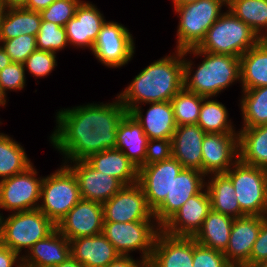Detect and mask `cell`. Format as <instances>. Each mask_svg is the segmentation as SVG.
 <instances>
[{
  "label": "cell",
  "instance_id": "obj_1",
  "mask_svg": "<svg viewBox=\"0 0 267 267\" xmlns=\"http://www.w3.org/2000/svg\"><path fill=\"white\" fill-rule=\"evenodd\" d=\"M127 112L117 96L105 104L59 109L49 141L63 155V162L86 160L92 154L116 148L117 128Z\"/></svg>",
  "mask_w": 267,
  "mask_h": 267
},
{
  "label": "cell",
  "instance_id": "obj_2",
  "mask_svg": "<svg viewBox=\"0 0 267 267\" xmlns=\"http://www.w3.org/2000/svg\"><path fill=\"white\" fill-rule=\"evenodd\" d=\"M174 51L143 68L117 94L128 112L142 104L170 101L184 87L183 50Z\"/></svg>",
  "mask_w": 267,
  "mask_h": 267
},
{
  "label": "cell",
  "instance_id": "obj_3",
  "mask_svg": "<svg viewBox=\"0 0 267 267\" xmlns=\"http://www.w3.org/2000/svg\"><path fill=\"white\" fill-rule=\"evenodd\" d=\"M201 57L203 60L196 69L193 59L187 55ZM194 66V67H193ZM184 88L205 98L217 97L236 82H241L240 57L204 52L197 47L183 50Z\"/></svg>",
  "mask_w": 267,
  "mask_h": 267
},
{
  "label": "cell",
  "instance_id": "obj_4",
  "mask_svg": "<svg viewBox=\"0 0 267 267\" xmlns=\"http://www.w3.org/2000/svg\"><path fill=\"white\" fill-rule=\"evenodd\" d=\"M260 40L255 31L226 8L197 48L204 52L241 57Z\"/></svg>",
  "mask_w": 267,
  "mask_h": 267
},
{
  "label": "cell",
  "instance_id": "obj_5",
  "mask_svg": "<svg viewBox=\"0 0 267 267\" xmlns=\"http://www.w3.org/2000/svg\"><path fill=\"white\" fill-rule=\"evenodd\" d=\"M226 0H199L194 3L173 6L179 17L176 50L197 47L205 38L209 28L224 13Z\"/></svg>",
  "mask_w": 267,
  "mask_h": 267
},
{
  "label": "cell",
  "instance_id": "obj_6",
  "mask_svg": "<svg viewBox=\"0 0 267 267\" xmlns=\"http://www.w3.org/2000/svg\"><path fill=\"white\" fill-rule=\"evenodd\" d=\"M55 228L56 225L39 209L10 213L2 217L0 243L22 257Z\"/></svg>",
  "mask_w": 267,
  "mask_h": 267
},
{
  "label": "cell",
  "instance_id": "obj_7",
  "mask_svg": "<svg viewBox=\"0 0 267 267\" xmlns=\"http://www.w3.org/2000/svg\"><path fill=\"white\" fill-rule=\"evenodd\" d=\"M81 200L73 171L62 164L49 176H43L38 209L55 225Z\"/></svg>",
  "mask_w": 267,
  "mask_h": 267
},
{
  "label": "cell",
  "instance_id": "obj_8",
  "mask_svg": "<svg viewBox=\"0 0 267 267\" xmlns=\"http://www.w3.org/2000/svg\"><path fill=\"white\" fill-rule=\"evenodd\" d=\"M232 181L243 216L267 215V170L238 160L226 173Z\"/></svg>",
  "mask_w": 267,
  "mask_h": 267
},
{
  "label": "cell",
  "instance_id": "obj_9",
  "mask_svg": "<svg viewBox=\"0 0 267 267\" xmlns=\"http://www.w3.org/2000/svg\"><path fill=\"white\" fill-rule=\"evenodd\" d=\"M161 227L156 220L135 222H104L103 234L120 255H130L137 250L146 264L152 256L154 243Z\"/></svg>",
  "mask_w": 267,
  "mask_h": 267
},
{
  "label": "cell",
  "instance_id": "obj_10",
  "mask_svg": "<svg viewBox=\"0 0 267 267\" xmlns=\"http://www.w3.org/2000/svg\"><path fill=\"white\" fill-rule=\"evenodd\" d=\"M32 164L24 172L0 181V211L9 213L38 209L43 177Z\"/></svg>",
  "mask_w": 267,
  "mask_h": 267
},
{
  "label": "cell",
  "instance_id": "obj_11",
  "mask_svg": "<svg viewBox=\"0 0 267 267\" xmlns=\"http://www.w3.org/2000/svg\"><path fill=\"white\" fill-rule=\"evenodd\" d=\"M135 48L134 38L127 27L106 20L91 53L103 66L120 68L133 59Z\"/></svg>",
  "mask_w": 267,
  "mask_h": 267
},
{
  "label": "cell",
  "instance_id": "obj_12",
  "mask_svg": "<svg viewBox=\"0 0 267 267\" xmlns=\"http://www.w3.org/2000/svg\"><path fill=\"white\" fill-rule=\"evenodd\" d=\"M103 205L104 222H135L155 220L143 188L137 182L124 185Z\"/></svg>",
  "mask_w": 267,
  "mask_h": 267
},
{
  "label": "cell",
  "instance_id": "obj_13",
  "mask_svg": "<svg viewBox=\"0 0 267 267\" xmlns=\"http://www.w3.org/2000/svg\"><path fill=\"white\" fill-rule=\"evenodd\" d=\"M239 160L238 133H206L202 142V173H226Z\"/></svg>",
  "mask_w": 267,
  "mask_h": 267
},
{
  "label": "cell",
  "instance_id": "obj_14",
  "mask_svg": "<svg viewBox=\"0 0 267 267\" xmlns=\"http://www.w3.org/2000/svg\"><path fill=\"white\" fill-rule=\"evenodd\" d=\"M182 169L181 163L173 157L139 168L138 183L143 188L148 206L153 211L170 193L172 181Z\"/></svg>",
  "mask_w": 267,
  "mask_h": 267
},
{
  "label": "cell",
  "instance_id": "obj_15",
  "mask_svg": "<svg viewBox=\"0 0 267 267\" xmlns=\"http://www.w3.org/2000/svg\"><path fill=\"white\" fill-rule=\"evenodd\" d=\"M104 215L101 203L81 199L56 225L68 240L103 233Z\"/></svg>",
  "mask_w": 267,
  "mask_h": 267
},
{
  "label": "cell",
  "instance_id": "obj_16",
  "mask_svg": "<svg viewBox=\"0 0 267 267\" xmlns=\"http://www.w3.org/2000/svg\"><path fill=\"white\" fill-rule=\"evenodd\" d=\"M206 176L198 170L183 168L173 179L171 191L153 211L157 224L162 227L193 195L206 186Z\"/></svg>",
  "mask_w": 267,
  "mask_h": 267
},
{
  "label": "cell",
  "instance_id": "obj_17",
  "mask_svg": "<svg viewBox=\"0 0 267 267\" xmlns=\"http://www.w3.org/2000/svg\"><path fill=\"white\" fill-rule=\"evenodd\" d=\"M211 210V200L206 186L190 197L180 209L161 227L172 236L194 237Z\"/></svg>",
  "mask_w": 267,
  "mask_h": 267
},
{
  "label": "cell",
  "instance_id": "obj_18",
  "mask_svg": "<svg viewBox=\"0 0 267 267\" xmlns=\"http://www.w3.org/2000/svg\"><path fill=\"white\" fill-rule=\"evenodd\" d=\"M63 163L75 174L81 199L103 204L124 186L117 178L92 168L85 160Z\"/></svg>",
  "mask_w": 267,
  "mask_h": 267
},
{
  "label": "cell",
  "instance_id": "obj_19",
  "mask_svg": "<svg viewBox=\"0 0 267 267\" xmlns=\"http://www.w3.org/2000/svg\"><path fill=\"white\" fill-rule=\"evenodd\" d=\"M106 19L92 2L82 0L75 16L64 26L69 46L88 48L92 51Z\"/></svg>",
  "mask_w": 267,
  "mask_h": 267
},
{
  "label": "cell",
  "instance_id": "obj_20",
  "mask_svg": "<svg viewBox=\"0 0 267 267\" xmlns=\"http://www.w3.org/2000/svg\"><path fill=\"white\" fill-rule=\"evenodd\" d=\"M147 267H193V237L172 236L160 230Z\"/></svg>",
  "mask_w": 267,
  "mask_h": 267
},
{
  "label": "cell",
  "instance_id": "obj_21",
  "mask_svg": "<svg viewBox=\"0 0 267 267\" xmlns=\"http://www.w3.org/2000/svg\"><path fill=\"white\" fill-rule=\"evenodd\" d=\"M261 224L262 216L234 218L229 244L223 252L233 267H243L249 261Z\"/></svg>",
  "mask_w": 267,
  "mask_h": 267
},
{
  "label": "cell",
  "instance_id": "obj_22",
  "mask_svg": "<svg viewBox=\"0 0 267 267\" xmlns=\"http://www.w3.org/2000/svg\"><path fill=\"white\" fill-rule=\"evenodd\" d=\"M147 104L149 109H147L146 114L143 113L144 109L141 105L134 107L129 113L141 124L148 140L172 139L177 125L171 102L161 101L142 105Z\"/></svg>",
  "mask_w": 267,
  "mask_h": 267
},
{
  "label": "cell",
  "instance_id": "obj_23",
  "mask_svg": "<svg viewBox=\"0 0 267 267\" xmlns=\"http://www.w3.org/2000/svg\"><path fill=\"white\" fill-rule=\"evenodd\" d=\"M71 257L70 242L55 228L22 256L23 267H54Z\"/></svg>",
  "mask_w": 267,
  "mask_h": 267
},
{
  "label": "cell",
  "instance_id": "obj_24",
  "mask_svg": "<svg viewBox=\"0 0 267 267\" xmlns=\"http://www.w3.org/2000/svg\"><path fill=\"white\" fill-rule=\"evenodd\" d=\"M69 242L71 257L84 267H106L120 255L103 233Z\"/></svg>",
  "mask_w": 267,
  "mask_h": 267
},
{
  "label": "cell",
  "instance_id": "obj_25",
  "mask_svg": "<svg viewBox=\"0 0 267 267\" xmlns=\"http://www.w3.org/2000/svg\"><path fill=\"white\" fill-rule=\"evenodd\" d=\"M205 132L198 124L178 126L172 136V157L183 168L202 172V142Z\"/></svg>",
  "mask_w": 267,
  "mask_h": 267
},
{
  "label": "cell",
  "instance_id": "obj_26",
  "mask_svg": "<svg viewBox=\"0 0 267 267\" xmlns=\"http://www.w3.org/2000/svg\"><path fill=\"white\" fill-rule=\"evenodd\" d=\"M148 138L141 124L127 112L116 132V149L121 150L139 169L145 165Z\"/></svg>",
  "mask_w": 267,
  "mask_h": 267
},
{
  "label": "cell",
  "instance_id": "obj_27",
  "mask_svg": "<svg viewBox=\"0 0 267 267\" xmlns=\"http://www.w3.org/2000/svg\"><path fill=\"white\" fill-rule=\"evenodd\" d=\"M92 168L120 180L124 185L138 182L139 169L118 149H106L85 160Z\"/></svg>",
  "mask_w": 267,
  "mask_h": 267
},
{
  "label": "cell",
  "instance_id": "obj_28",
  "mask_svg": "<svg viewBox=\"0 0 267 267\" xmlns=\"http://www.w3.org/2000/svg\"><path fill=\"white\" fill-rule=\"evenodd\" d=\"M241 89L267 86V39H261L240 57Z\"/></svg>",
  "mask_w": 267,
  "mask_h": 267
},
{
  "label": "cell",
  "instance_id": "obj_29",
  "mask_svg": "<svg viewBox=\"0 0 267 267\" xmlns=\"http://www.w3.org/2000/svg\"><path fill=\"white\" fill-rule=\"evenodd\" d=\"M238 130L239 160L267 170V124Z\"/></svg>",
  "mask_w": 267,
  "mask_h": 267
},
{
  "label": "cell",
  "instance_id": "obj_30",
  "mask_svg": "<svg viewBox=\"0 0 267 267\" xmlns=\"http://www.w3.org/2000/svg\"><path fill=\"white\" fill-rule=\"evenodd\" d=\"M206 188L210 196L212 210L232 218L241 217V208L233 183L225 173L207 175Z\"/></svg>",
  "mask_w": 267,
  "mask_h": 267
},
{
  "label": "cell",
  "instance_id": "obj_31",
  "mask_svg": "<svg viewBox=\"0 0 267 267\" xmlns=\"http://www.w3.org/2000/svg\"><path fill=\"white\" fill-rule=\"evenodd\" d=\"M41 21L40 12L25 8H5L0 19V40H9L27 34L36 36Z\"/></svg>",
  "mask_w": 267,
  "mask_h": 267
},
{
  "label": "cell",
  "instance_id": "obj_32",
  "mask_svg": "<svg viewBox=\"0 0 267 267\" xmlns=\"http://www.w3.org/2000/svg\"><path fill=\"white\" fill-rule=\"evenodd\" d=\"M233 221L231 216L211 209L193 238L201 245L224 252L229 244Z\"/></svg>",
  "mask_w": 267,
  "mask_h": 267
},
{
  "label": "cell",
  "instance_id": "obj_33",
  "mask_svg": "<svg viewBox=\"0 0 267 267\" xmlns=\"http://www.w3.org/2000/svg\"><path fill=\"white\" fill-rule=\"evenodd\" d=\"M33 163L25 148L7 134L0 133V181L24 172Z\"/></svg>",
  "mask_w": 267,
  "mask_h": 267
},
{
  "label": "cell",
  "instance_id": "obj_34",
  "mask_svg": "<svg viewBox=\"0 0 267 267\" xmlns=\"http://www.w3.org/2000/svg\"><path fill=\"white\" fill-rule=\"evenodd\" d=\"M228 114V110L222 102L214 100V97L204 98L197 124L205 133H238L235 131L236 127L233 122L229 120Z\"/></svg>",
  "mask_w": 267,
  "mask_h": 267
},
{
  "label": "cell",
  "instance_id": "obj_35",
  "mask_svg": "<svg viewBox=\"0 0 267 267\" xmlns=\"http://www.w3.org/2000/svg\"><path fill=\"white\" fill-rule=\"evenodd\" d=\"M229 9L261 39H267V0H232Z\"/></svg>",
  "mask_w": 267,
  "mask_h": 267
},
{
  "label": "cell",
  "instance_id": "obj_36",
  "mask_svg": "<svg viewBox=\"0 0 267 267\" xmlns=\"http://www.w3.org/2000/svg\"><path fill=\"white\" fill-rule=\"evenodd\" d=\"M239 107L242 127H258L267 124V86L241 91ZM241 105V106H240Z\"/></svg>",
  "mask_w": 267,
  "mask_h": 267
},
{
  "label": "cell",
  "instance_id": "obj_37",
  "mask_svg": "<svg viewBox=\"0 0 267 267\" xmlns=\"http://www.w3.org/2000/svg\"><path fill=\"white\" fill-rule=\"evenodd\" d=\"M205 97L184 87L170 100L175 123L178 126L197 124L202 101Z\"/></svg>",
  "mask_w": 267,
  "mask_h": 267
},
{
  "label": "cell",
  "instance_id": "obj_38",
  "mask_svg": "<svg viewBox=\"0 0 267 267\" xmlns=\"http://www.w3.org/2000/svg\"><path fill=\"white\" fill-rule=\"evenodd\" d=\"M65 27L53 22L41 21L36 35V47L39 50L56 53L68 46Z\"/></svg>",
  "mask_w": 267,
  "mask_h": 267
},
{
  "label": "cell",
  "instance_id": "obj_39",
  "mask_svg": "<svg viewBox=\"0 0 267 267\" xmlns=\"http://www.w3.org/2000/svg\"><path fill=\"white\" fill-rule=\"evenodd\" d=\"M25 71L29 72L33 77L45 78L54 71L57 66L56 53L36 49L23 62Z\"/></svg>",
  "mask_w": 267,
  "mask_h": 267
},
{
  "label": "cell",
  "instance_id": "obj_40",
  "mask_svg": "<svg viewBox=\"0 0 267 267\" xmlns=\"http://www.w3.org/2000/svg\"><path fill=\"white\" fill-rule=\"evenodd\" d=\"M82 0H55L40 12L42 20L64 27L75 16V11Z\"/></svg>",
  "mask_w": 267,
  "mask_h": 267
},
{
  "label": "cell",
  "instance_id": "obj_41",
  "mask_svg": "<svg viewBox=\"0 0 267 267\" xmlns=\"http://www.w3.org/2000/svg\"><path fill=\"white\" fill-rule=\"evenodd\" d=\"M0 44L11 58V61L16 63H23L37 49L36 36L28 34L9 40H0Z\"/></svg>",
  "mask_w": 267,
  "mask_h": 267
},
{
  "label": "cell",
  "instance_id": "obj_42",
  "mask_svg": "<svg viewBox=\"0 0 267 267\" xmlns=\"http://www.w3.org/2000/svg\"><path fill=\"white\" fill-rule=\"evenodd\" d=\"M23 63L12 62L0 71V89L7 98L8 91H21L26 86V73Z\"/></svg>",
  "mask_w": 267,
  "mask_h": 267
},
{
  "label": "cell",
  "instance_id": "obj_43",
  "mask_svg": "<svg viewBox=\"0 0 267 267\" xmlns=\"http://www.w3.org/2000/svg\"><path fill=\"white\" fill-rule=\"evenodd\" d=\"M193 267H233L222 251L201 245L193 238Z\"/></svg>",
  "mask_w": 267,
  "mask_h": 267
},
{
  "label": "cell",
  "instance_id": "obj_44",
  "mask_svg": "<svg viewBox=\"0 0 267 267\" xmlns=\"http://www.w3.org/2000/svg\"><path fill=\"white\" fill-rule=\"evenodd\" d=\"M172 157L171 139H151L146 146L145 165L161 162Z\"/></svg>",
  "mask_w": 267,
  "mask_h": 267
},
{
  "label": "cell",
  "instance_id": "obj_45",
  "mask_svg": "<svg viewBox=\"0 0 267 267\" xmlns=\"http://www.w3.org/2000/svg\"><path fill=\"white\" fill-rule=\"evenodd\" d=\"M265 260H267V215L262 216L261 228L253 244L250 259L243 267H250Z\"/></svg>",
  "mask_w": 267,
  "mask_h": 267
},
{
  "label": "cell",
  "instance_id": "obj_46",
  "mask_svg": "<svg viewBox=\"0 0 267 267\" xmlns=\"http://www.w3.org/2000/svg\"><path fill=\"white\" fill-rule=\"evenodd\" d=\"M0 267H23L22 257L0 243Z\"/></svg>",
  "mask_w": 267,
  "mask_h": 267
},
{
  "label": "cell",
  "instance_id": "obj_47",
  "mask_svg": "<svg viewBox=\"0 0 267 267\" xmlns=\"http://www.w3.org/2000/svg\"><path fill=\"white\" fill-rule=\"evenodd\" d=\"M134 259L132 255H119L114 261L106 267H147V264L141 259Z\"/></svg>",
  "mask_w": 267,
  "mask_h": 267
},
{
  "label": "cell",
  "instance_id": "obj_48",
  "mask_svg": "<svg viewBox=\"0 0 267 267\" xmlns=\"http://www.w3.org/2000/svg\"><path fill=\"white\" fill-rule=\"evenodd\" d=\"M55 0H27L25 9L41 12L50 6Z\"/></svg>",
  "mask_w": 267,
  "mask_h": 267
},
{
  "label": "cell",
  "instance_id": "obj_49",
  "mask_svg": "<svg viewBox=\"0 0 267 267\" xmlns=\"http://www.w3.org/2000/svg\"><path fill=\"white\" fill-rule=\"evenodd\" d=\"M1 4L8 9L25 8L27 0H0Z\"/></svg>",
  "mask_w": 267,
  "mask_h": 267
},
{
  "label": "cell",
  "instance_id": "obj_50",
  "mask_svg": "<svg viewBox=\"0 0 267 267\" xmlns=\"http://www.w3.org/2000/svg\"><path fill=\"white\" fill-rule=\"evenodd\" d=\"M12 63L11 58L0 44V71Z\"/></svg>",
  "mask_w": 267,
  "mask_h": 267
},
{
  "label": "cell",
  "instance_id": "obj_51",
  "mask_svg": "<svg viewBox=\"0 0 267 267\" xmlns=\"http://www.w3.org/2000/svg\"><path fill=\"white\" fill-rule=\"evenodd\" d=\"M54 267H84V266L79 262L75 261L72 257H70L65 262H62Z\"/></svg>",
  "mask_w": 267,
  "mask_h": 267
},
{
  "label": "cell",
  "instance_id": "obj_52",
  "mask_svg": "<svg viewBox=\"0 0 267 267\" xmlns=\"http://www.w3.org/2000/svg\"><path fill=\"white\" fill-rule=\"evenodd\" d=\"M199 0H172L173 6L185 5L188 3H194Z\"/></svg>",
  "mask_w": 267,
  "mask_h": 267
},
{
  "label": "cell",
  "instance_id": "obj_53",
  "mask_svg": "<svg viewBox=\"0 0 267 267\" xmlns=\"http://www.w3.org/2000/svg\"><path fill=\"white\" fill-rule=\"evenodd\" d=\"M6 100H7L6 97L3 95V93L0 89V107L6 106V103L8 102Z\"/></svg>",
  "mask_w": 267,
  "mask_h": 267
},
{
  "label": "cell",
  "instance_id": "obj_54",
  "mask_svg": "<svg viewBox=\"0 0 267 267\" xmlns=\"http://www.w3.org/2000/svg\"><path fill=\"white\" fill-rule=\"evenodd\" d=\"M250 267H267V260L265 261H262V262H259V263H256Z\"/></svg>",
  "mask_w": 267,
  "mask_h": 267
},
{
  "label": "cell",
  "instance_id": "obj_55",
  "mask_svg": "<svg viewBox=\"0 0 267 267\" xmlns=\"http://www.w3.org/2000/svg\"><path fill=\"white\" fill-rule=\"evenodd\" d=\"M2 217H3V214L0 213V242H1Z\"/></svg>",
  "mask_w": 267,
  "mask_h": 267
},
{
  "label": "cell",
  "instance_id": "obj_56",
  "mask_svg": "<svg viewBox=\"0 0 267 267\" xmlns=\"http://www.w3.org/2000/svg\"><path fill=\"white\" fill-rule=\"evenodd\" d=\"M4 9H5V7L1 4V2H0V19H1V17H2V14H3V12H4Z\"/></svg>",
  "mask_w": 267,
  "mask_h": 267
},
{
  "label": "cell",
  "instance_id": "obj_57",
  "mask_svg": "<svg viewBox=\"0 0 267 267\" xmlns=\"http://www.w3.org/2000/svg\"><path fill=\"white\" fill-rule=\"evenodd\" d=\"M231 1H232V0H226L227 5H228Z\"/></svg>",
  "mask_w": 267,
  "mask_h": 267
}]
</instances>
